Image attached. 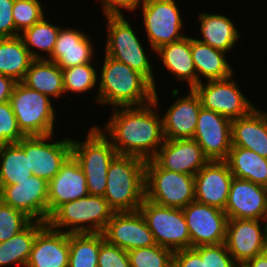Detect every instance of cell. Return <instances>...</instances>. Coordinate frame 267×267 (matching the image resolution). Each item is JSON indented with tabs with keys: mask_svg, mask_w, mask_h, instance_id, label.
<instances>
[{
	"mask_svg": "<svg viewBox=\"0 0 267 267\" xmlns=\"http://www.w3.org/2000/svg\"><path fill=\"white\" fill-rule=\"evenodd\" d=\"M158 96L156 90L153 101L147 105L114 108L103 129L97 126L118 155L135 156L145 161L156 155L165 141L162 117L156 111Z\"/></svg>",
	"mask_w": 267,
	"mask_h": 267,
	"instance_id": "obj_1",
	"label": "cell"
},
{
	"mask_svg": "<svg viewBox=\"0 0 267 267\" xmlns=\"http://www.w3.org/2000/svg\"><path fill=\"white\" fill-rule=\"evenodd\" d=\"M96 103L111 107H139L153 101L154 87L125 63L104 55Z\"/></svg>",
	"mask_w": 267,
	"mask_h": 267,
	"instance_id": "obj_2",
	"label": "cell"
},
{
	"mask_svg": "<svg viewBox=\"0 0 267 267\" xmlns=\"http://www.w3.org/2000/svg\"><path fill=\"white\" fill-rule=\"evenodd\" d=\"M142 158L117 155L110 163L103 198L115 212L137 211L145 198Z\"/></svg>",
	"mask_w": 267,
	"mask_h": 267,
	"instance_id": "obj_3",
	"label": "cell"
},
{
	"mask_svg": "<svg viewBox=\"0 0 267 267\" xmlns=\"http://www.w3.org/2000/svg\"><path fill=\"white\" fill-rule=\"evenodd\" d=\"M114 212L103 196L88 195L61 205L47 223L68 234L103 233Z\"/></svg>",
	"mask_w": 267,
	"mask_h": 267,
	"instance_id": "obj_4",
	"label": "cell"
},
{
	"mask_svg": "<svg viewBox=\"0 0 267 267\" xmlns=\"http://www.w3.org/2000/svg\"><path fill=\"white\" fill-rule=\"evenodd\" d=\"M89 130L83 142L71 140L72 155L84 171L89 195L103 196L109 165L118 153L96 125Z\"/></svg>",
	"mask_w": 267,
	"mask_h": 267,
	"instance_id": "obj_5",
	"label": "cell"
},
{
	"mask_svg": "<svg viewBox=\"0 0 267 267\" xmlns=\"http://www.w3.org/2000/svg\"><path fill=\"white\" fill-rule=\"evenodd\" d=\"M105 18L107 19V39L104 54L142 74L156 91L153 64L150 63L147 51L144 50L136 31H133V26L124 15H106Z\"/></svg>",
	"mask_w": 267,
	"mask_h": 267,
	"instance_id": "obj_6",
	"label": "cell"
},
{
	"mask_svg": "<svg viewBox=\"0 0 267 267\" xmlns=\"http://www.w3.org/2000/svg\"><path fill=\"white\" fill-rule=\"evenodd\" d=\"M9 102L19 129L25 136L55 133L56 109L50 97L17 82Z\"/></svg>",
	"mask_w": 267,
	"mask_h": 267,
	"instance_id": "obj_7",
	"label": "cell"
},
{
	"mask_svg": "<svg viewBox=\"0 0 267 267\" xmlns=\"http://www.w3.org/2000/svg\"><path fill=\"white\" fill-rule=\"evenodd\" d=\"M145 198L161 206L183 209L195 201L194 176L162 169L152 159L147 160Z\"/></svg>",
	"mask_w": 267,
	"mask_h": 267,
	"instance_id": "obj_8",
	"label": "cell"
},
{
	"mask_svg": "<svg viewBox=\"0 0 267 267\" xmlns=\"http://www.w3.org/2000/svg\"><path fill=\"white\" fill-rule=\"evenodd\" d=\"M139 211L157 245L173 252L191 248L188 225L182 209L161 206L144 198Z\"/></svg>",
	"mask_w": 267,
	"mask_h": 267,
	"instance_id": "obj_9",
	"label": "cell"
},
{
	"mask_svg": "<svg viewBox=\"0 0 267 267\" xmlns=\"http://www.w3.org/2000/svg\"><path fill=\"white\" fill-rule=\"evenodd\" d=\"M139 7L151 51L187 36L180 32L184 25L175 0H142Z\"/></svg>",
	"mask_w": 267,
	"mask_h": 267,
	"instance_id": "obj_10",
	"label": "cell"
},
{
	"mask_svg": "<svg viewBox=\"0 0 267 267\" xmlns=\"http://www.w3.org/2000/svg\"><path fill=\"white\" fill-rule=\"evenodd\" d=\"M54 134L25 136L18 144L28 156L29 170L33 175L49 182L72 155L71 138H61L50 143Z\"/></svg>",
	"mask_w": 267,
	"mask_h": 267,
	"instance_id": "obj_11",
	"label": "cell"
},
{
	"mask_svg": "<svg viewBox=\"0 0 267 267\" xmlns=\"http://www.w3.org/2000/svg\"><path fill=\"white\" fill-rule=\"evenodd\" d=\"M232 77L205 81V84L201 82L193 88L203 108L215 111L231 121L247 115L256 107L245 97Z\"/></svg>",
	"mask_w": 267,
	"mask_h": 267,
	"instance_id": "obj_12",
	"label": "cell"
},
{
	"mask_svg": "<svg viewBox=\"0 0 267 267\" xmlns=\"http://www.w3.org/2000/svg\"><path fill=\"white\" fill-rule=\"evenodd\" d=\"M182 210L188 225L191 248L225 243L228 217L224 210L197 201L189 203Z\"/></svg>",
	"mask_w": 267,
	"mask_h": 267,
	"instance_id": "obj_13",
	"label": "cell"
},
{
	"mask_svg": "<svg viewBox=\"0 0 267 267\" xmlns=\"http://www.w3.org/2000/svg\"><path fill=\"white\" fill-rule=\"evenodd\" d=\"M225 245L239 266L267 251V220L228 219Z\"/></svg>",
	"mask_w": 267,
	"mask_h": 267,
	"instance_id": "obj_14",
	"label": "cell"
},
{
	"mask_svg": "<svg viewBox=\"0 0 267 267\" xmlns=\"http://www.w3.org/2000/svg\"><path fill=\"white\" fill-rule=\"evenodd\" d=\"M1 201L33 221H48V182L32 175L14 185H0Z\"/></svg>",
	"mask_w": 267,
	"mask_h": 267,
	"instance_id": "obj_15",
	"label": "cell"
},
{
	"mask_svg": "<svg viewBox=\"0 0 267 267\" xmlns=\"http://www.w3.org/2000/svg\"><path fill=\"white\" fill-rule=\"evenodd\" d=\"M103 235L109 244L126 252L156 245L153 233L139 210L114 212Z\"/></svg>",
	"mask_w": 267,
	"mask_h": 267,
	"instance_id": "obj_16",
	"label": "cell"
},
{
	"mask_svg": "<svg viewBox=\"0 0 267 267\" xmlns=\"http://www.w3.org/2000/svg\"><path fill=\"white\" fill-rule=\"evenodd\" d=\"M192 139L209 160H225L232 147L231 120L201 107Z\"/></svg>",
	"mask_w": 267,
	"mask_h": 267,
	"instance_id": "obj_17",
	"label": "cell"
},
{
	"mask_svg": "<svg viewBox=\"0 0 267 267\" xmlns=\"http://www.w3.org/2000/svg\"><path fill=\"white\" fill-rule=\"evenodd\" d=\"M224 212L228 219L267 220V187L233 177Z\"/></svg>",
	"mask_w": 267,
	"mask_h": 267,
	"instance_id": "obj_18",
	"label": "cell"
},
{
	"mask_svg": "<svg viewBox=\"0 0 267 267\" xmlns=\"http://www.w3.org/2000/svg\"><path fill=\"white\" fill-rule=\"evenodd\" d=\"M179 93L177 88L171 90L172 97H176V100L161 116L166 140L192 139L196 131L202 107L200 98L193 89H189L185 97H179Z\"/></svg>",
	"mask_w": 267,
	"mask_h": 267,
	"instance_id": "obj_19",
	"label": "cell"
},
{
	"mask_svg": "<svg viewBox=\"0 0 267 267\" xmlns=\"http://www.w3.org/2000/svg\"><path fill=\"white\" fill-rule=\"evenodd\" d=\"M232 179L224 160H209L194 176L195 201L224 210Z\"/></svg>",
	"mask_w": 267,
	"mask_h": 267,
	"instance_id": "obj_20",
	"label": "cell"
},
{
	"mask_svg": "<svg viewBox=\"0 0 267 267\" xmlns=\"http://www.w3.org/2000/svg\"><path fill=\"white\" fill-rule=\"evenodd\" d=\"M152 160L162 169L192 176L209 161L194 139H165Z\"/></svg>",
	"mask_w": 267,
	"mask_h": 267,
	"instance_id": "obj_21",
	"label": "cell"
},
{
	"mask_svg": "<svg viewBox=\"0 0 267 267\" xmlns=\"http://www.w3.org/2000/svg\"><path fill=\"white\" fill-rule=\"evenodd\" d=\"M88 195L84 171L71 155L59 172L48 182V220L64 203Z\"/></svg>",
	"mask_w": 267,
	"mask_h": 267,
	"instance_id": "obj_22",
	"label": "cell"
},
{
	"mask_svg": "<svg viewBox=\"0 0 267 267\" xmlns=\"http://www.w3.org/2000/svg\"><path fill=\"white\" fill-rule=\"evenodd\" d=\"M69 234L46 223L36 235L25 267H68Z\"/></svg>",
	"mask_w": 267,
	"mask_h": 267,
	"instance_id": "obj_23",
	"label": "cell"
},
{
	"mask_svg": "<svg viewBox=\"0 0 267 267\" xmlns=\"http://www.w3.org/2000/svg\"><path fill=\"white\" fill-rule=\"evenodd\" d=\"M62 27L52 55L47 60L55 62L61 69L92 63L95 51L90 37L77 29Z\"/></svg>",
	"mask_w": 267,
	"mask_h": 267,
	"instance_id": "obj_24",
	"label": "cell"
},
{
	"mask_svg": "<svg viewBox=\"0 0 267 267\" xmlns=\"http://www.w3.org/2000/svg\"><path fill=\"white\" fill-rule=\"evenodd\" d=\"M232 146L243 147L267 158V111L254 107L231 121Z\"/></svg>",
	"mask_w": 267,
	"mask_h": 267,
	"instance_id": "obj_25",
	"label": "cell"
},
{
	"mask_svg": "<svg viewBox=\"0 0 267 267\" xmlns=\"http://www.w3.org/2000/svg\"><path fill=\"white\" fill-rule=\"evenodd\" d=\"M165 69L179 81H186L189 89L197 85V73L191 53V37L162 45L155 50Z\"/></svg>",
	"mask_w": 267,
	"mask_h": 267,
	"instance_id": "obj_26",
	"label": "cell"
},
{
	"mask_svg": "<svg viewBox=\"0 0 267 267\" xmlns=\"http://www.w3.org/2000/svg\"><path fill=\"white\" fill-rule=\"evenodd\" d=\"M191 53L197 73V85L203 82L202 77L211 81L234 76V70L226 58L227 53L214 49L194 37H191Z\"/></svg>",
	"mask_w": 267,
	"mask_h": 267,
	"instance_id": "obj_27",
	"label": "cell"
},
{
	"mask_svg": "<svg viewBox=\"0 0 267 267\" xmlns=\"http://www.w3.org/2000/svg\"><path fill=\"white\" fill-rule=\"evenodd\" d=\"M198 21L203 39L197 40L225 53L233 50L241 33L228 16L203 11L198 14Z\"/></svg>",
	"mask_w": 267,
	"mask_h": 267,
	"instance_id": "obj_28",
	"label": "cell"
},
{
	"mask_svg": "<svg viewBox=\"0 0 267 267\" xmlns=\"http://www.w3.org/2000/svg\"><path fill=\"white\" fill-rule=\"evenodd\" d=\"M22 83L50 98H61L65 94L62 69L47 59H34Z\"/></svg>",
	"mask_w": 267,
	"mask_h": 267,
	"instance_id": "obj_29",
	"label": "cell"
},
{
	"mask_svg": "<svg viewBox=\"0 0 267 267\" xmlns=\"http://www.w3.org/2000/svg\"><path fill=\"white\" fill-rule=\"evenodd\" d=\"M224 161L233 177L246 179L254 184L267 187V158L252 150L232 146Z\"/></svg>",
	"mask_w": 267,
	"mask_h": 267,
	"instance_id": "obj_30",
	"label": "cell"
},
{
	"mask_svg": "<svg viewBox=\"0 0 267 267\" xmlns=\"http://www.w3.org/2000/svg\"><path fill=\"white\" fill-rule=\"evenodd\" d=\"M34 59L20 35L0 38V74L22 82Z\"/></svg>",
	"mask_w": 267,
	"mask_h": 267,
	"instance_id": "obj_31",
	"label": "cell"
},
{
	"mask_svg": "<svg viewBox=\"0 0 267 267\" xmlns=\"http://www.w3.org/2000/svg\"><path fill=\"white\" fill-rule=\"evenodd\" d=\"M46 222L32 221L24 230L9 240L0 242V267L13 265L25 267L37 232Z\"/></svg>",
	"mask_w": 267,
	"mask_h": 267,
	"instance_id": "obj_32",
	"label": "cell"
},
{
	"mask_svg": "<svg viewBox=\"0 0 267 267\" xmlns=\"http://www.w3.org/2000/svg\"><path fill=\"white\" fill-rule=\"evenodd\" d=\"M32 175L28 156L18 143L0 146V185H14Z\"/></svg>",
	"mask_w": 267,
	"mask_h": 267,
	"instance_id": "obj_33",
	"label": "cell"
},
{
	"mask_svg": "<svg viewBox=\"0 0 267 267\" xmlns=\"http://www.w3.org/2000/svg\"><path fill=\"white\" fill-rule=\"evenodd\" d=\"M104 241L103 233L69 234L68 267H98L100 245Z\"/></svg>",
	"mask_w": 267,
	"mask_h": 267,
	"instance_id": "obj_34",
	"label": "cell"
},
{
	"mask_svg": "<svg viewBox=\"0 0 267 267\" xmlns=\"http://www.w3.org/2000/svg\"><path fill=\"white\" fill-rule=\"evenodd\" d=\"M60 28L61 26L48 22L45 16L41 21L20 34L33 59H48L52 55ZM34 47L36 50L39 49V54L33 50ZM41 52H45L47 56L42 55Z\"/></svg>",
	"mask_w": 267,
	"mask_h": 267,
	"instance_id": "obj_35",
	"label": "cell"
},
{
	"mask_svg": "<svg viewBox=\"0 0 267 267\" xmlns=\"http://www.w3.org/2000/svg\"><path fill=\"white\" fill-rule=\"evenodd\" d=\"M64 92L81 94L94 90L99 81L97 71L92 63H85L75 67L62 69Z\"/></svg>",
	"mask_w": 267,
	"mask_h": 267,
	"instance_id": "obj_36",
	"label": "cell"
},
{
	"mask_svg": "<svg viewBox=\"0 0 267 267\" xmlns=\"http://www.w3.org/2000/svg\"><path fill=\"white\" fill-rule=\"evenodd\" d=\"M173 254L172 250L157 244L127 252L131 267H173Z\"/></svg>",
	"mask_w": 267,
	"mask_h": 267,
	"instance_id": "obj_37",
	"label": "cell"
},
{
	"mask_svg": "<svg viewBox=\"0 0 267 267\" xmlns=\"http://www.w3.org/2000/svg\"><path fill=\"white\" fill-rule=\"evenodd\" d=\"M43 9L39 0H15L12 9L15 36L41 21L45 17Z\"/></svg>",
	"mask_w": 267,
	"mask_h": 267,
	"instance_id": "obj_38",
	"label": "cell"
},
{
	"mask_svg": "<svg viewBox=\"0 0 267 267\" xmlns=\"http://www.w3.org/2000/svg\"><path fill=\"white\" fill-rule=\"evenodd\" d=\"M33 220L24 212L0 202V242L24 230Z\"/></svg>",
	"mask_w": 267,
	"mask_h": 267,
	"instance_id": "obj_39",
	"label": "cell"
},
{
	"mask_svg": "<svg viewBox=\"0 0 267 267\" xmlns=\"http://www.w3.org/2000/svg\"><path fill=\"white\" fill-rule=\"evenodd\" d=\"M25 135L20 131L10 102L0 104V146L18 143Z\"/></svg>",
	"mask_w": 267,
	"mask_h": 267,
	"instance_id": "obj_40",
	"label": "cell"
},
{
	"mask_svg": "<svg viewBox=\"0 0 267 267\" xmlns=\"http://www.w3.org/2000/svg\"><path fill=\"white\" fill-rule=\"evenodd\" d=\"M204 261V267H239L228 252L225 243L194 247Z\"/></svg>",
	"mask_w": 267,
	"mask_h": 267,
	"instance_id": "obj_41",
	"label": "cell"
},
{
	"mask_svg": "<svg viewBox=\"0 0 267 267\" xmlns=\"http://www.w3.org/2000/svg\"><path fill=\"white\" fill-rule=\"evenodd\" d=\"M98 267H131L127 252L106 240L100 245Z\"/></svg>",
	"mask_w": 267,
	"mask_h": 267,
	"instance_id": "obj_42",
	"label": "cell"
},
{
	"mask_svg": "<svg viewBox=\"0 0 267 267\" xmlns=\"http://www.w3.org/2000/svg\"><path fill=\"white\" fill-rule=\"evenodd\" d=\"M15 0H0V38L15 37L13 6Z\"/></svg>",
	"mask_w": 267,
	"mask_h": 267,
	"instance_id": "obj_43",
	"label": "cell"
},
{
	"mask_svg": "<svg viewBox=\"0 0 267 267\" xmlns=\"http://www.w3.org/2000/svg\"><path fill=\"white\" fill-rule=\"evenodd\" d=\"M173 267H204V261L194 248H187L174 252Z\"/></svg>",
	"mask_w": 267,
	"mask_h": 267,
	"instance_id": "obj_44",
	"label": "cell"
},
{
	"mask_svg": "<svg viewBox=\"0 0 267 267\" xmlns=\"http://www.w3.org/2000/svg\"><path fill=\"white\" fill-rule=\"evenodd\" d=\"M104 15H123L122 9L133 12L142 0H101Z\"/></svg>",
	"mask_w": 267,
	"mask_h": 267,
	"instance_id": "obj_45",
	"label": "cell"
},
{
	"mask_svg": "<svg viewBox=\"0 0 267 267\" xmlns=\"http://www.w3.org/2000/svg\"><path fill=\"white\" fill-rule=\"evenodd\" d=\"M16 84L14 79L0 74V104L9 101Z\"/></svg>",
	"mask_w": 267,
	"mask_h": 267,
	"instance_id": "obj_46",
	"label": "cell"
},
{
	"mask_svg": "<svg viewBox=\"0 0 267 267\" xmlns=\"http://www.w3.org/2000/svg\"><path fill=\"white\" fill-rule=\"evenodd\" d=\"M239 267H267V251L244 261Z\"/></svg>",
	"mask_w": 267,
	"mask_h": 267,
	"instance_id": "obj_47",
	"label": "cell"
}]
</instances>
